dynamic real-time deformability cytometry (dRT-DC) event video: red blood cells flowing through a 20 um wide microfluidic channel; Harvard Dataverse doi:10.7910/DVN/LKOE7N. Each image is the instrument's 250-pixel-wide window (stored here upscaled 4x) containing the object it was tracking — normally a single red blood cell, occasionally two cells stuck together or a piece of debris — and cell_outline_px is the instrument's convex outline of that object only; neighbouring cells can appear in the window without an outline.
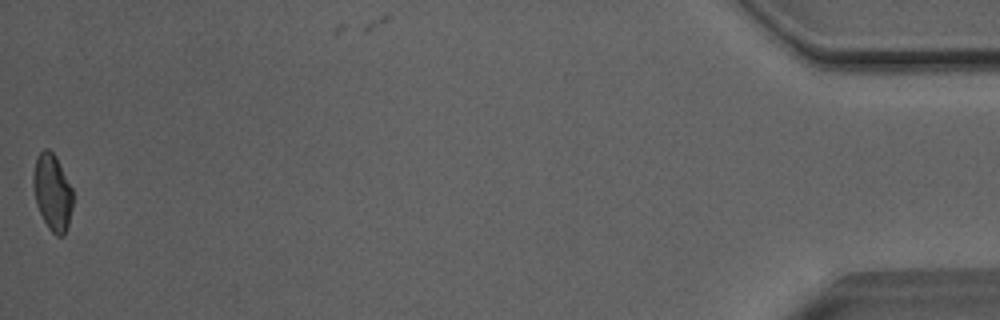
{"species": "Egyptian fruit bat (a non-hibernating species)", "species_latin": "Rousettus aegyptiacus", "temperature_condition": "room temperature", "stored_images_in_passage": 41, "camera_frame_rate_fps": 3000, "um_per_image_px": 0.085, "animal": {"sex": "male"}, "frame": {"image": 1, "passage_image": 40, "time_ms": 13.0, "image_size_px": [1000, 320], "cell_outline_px": [[72, 208], [68, 224], [64, 236], [56, 236], [48, 228], [36, 204], [32, 184], [32, 176], [36, 156], [44, 148], [48, 148], [56, 156], [72, 188]], "centroid_in_image_um": [4.43, 16.32], "position_along_channel_um": 430.8, "area_um2": 17.74}, "authors_computed_cell_mechanics": {"area_um2": 17.9758, "velocity_mm_per_s": 4.085, "shape_relaxation_time_tau1_ms": null, "shape_relaxation_time_tau2_ms": 1.9844, "deformation_change_tau1": null, "deformation_change_tau2": 0.0741}}